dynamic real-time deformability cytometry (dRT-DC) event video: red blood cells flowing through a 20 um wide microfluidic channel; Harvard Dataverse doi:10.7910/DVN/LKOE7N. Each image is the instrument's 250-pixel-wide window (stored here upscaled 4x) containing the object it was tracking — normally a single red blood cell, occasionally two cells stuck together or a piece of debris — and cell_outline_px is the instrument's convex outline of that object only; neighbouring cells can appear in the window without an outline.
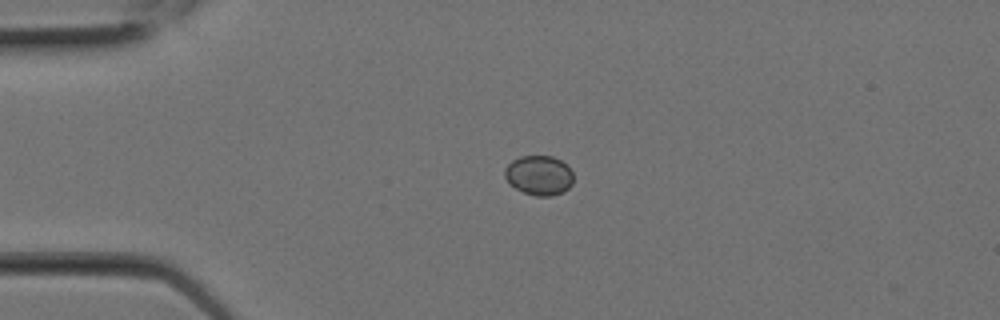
{"species": "Egyptian fruit bat (a non-hibernating species)", "species_latin": "Rousettus aegyptiacus", "temperature_condition": "room temperature", "stored_images_in_passage": 2, "camera_frame_rate_fps": 3000, "um_per_image_px": 0.085, "animal": {"sex": "female"}, "frame": {"image": 1, "passage_image": 2, "time_ms": 0.333, "image_size_px": [1000, 320], "cell_outline_px": [[572, 184], [564, 192], [552, 196], [536, 196], [524, 192], [516, 188], [504, 176], [504, 168], [512, 160], [520, 156], [552, 156], [560, 160], [572, 172]], "centroid_in_image_um": [45.81, 14.9], "position_along_channel_um": 39.2, "area_um2": 15.72}}